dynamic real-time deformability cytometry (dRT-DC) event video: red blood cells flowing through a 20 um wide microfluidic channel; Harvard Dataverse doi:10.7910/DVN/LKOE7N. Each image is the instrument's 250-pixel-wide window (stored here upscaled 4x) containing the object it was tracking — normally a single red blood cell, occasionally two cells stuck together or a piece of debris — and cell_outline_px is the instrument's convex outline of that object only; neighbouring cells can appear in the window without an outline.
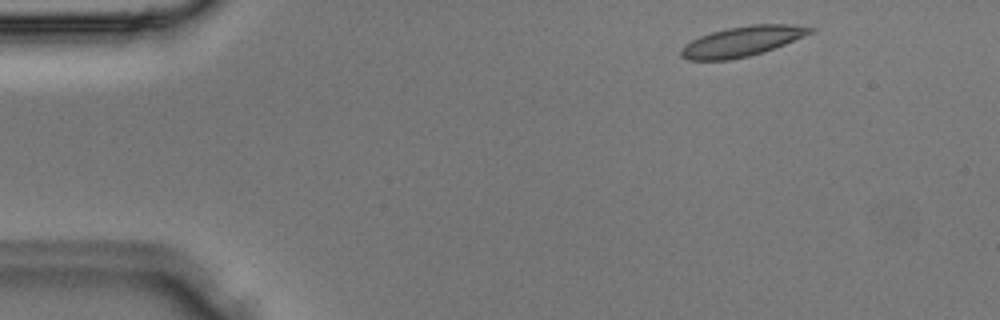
{"species": "Egyptian fruit bat (a non-hibernating species)", "species_latin": "Rousettus aegyptiacus", "temperature_condition": "room temperature", "stored_images_in_passage": 3, "camera_frame_rate_fps": 3000, "um_per_image_px": 0.085, "animal": {"sex": "male"}, "frame": {"image": 1, "passage_image": 1, "time_ms": 0.0, "image_size_px": [1000, 320], "cell_outline_px": [[816, 28], [812, 32], [804, 36], [764, 52], [748, 56], [728, 60], [688, 60], [680, 56], [680, 48], [684, 44], [700, 36], [712, 32], [728, 28], [752, 24], [788, 24]], "centroid_in_image_um": [63.04, 3.52], "position_along_channel_um": 22.0, "area_um2": 22.48}}